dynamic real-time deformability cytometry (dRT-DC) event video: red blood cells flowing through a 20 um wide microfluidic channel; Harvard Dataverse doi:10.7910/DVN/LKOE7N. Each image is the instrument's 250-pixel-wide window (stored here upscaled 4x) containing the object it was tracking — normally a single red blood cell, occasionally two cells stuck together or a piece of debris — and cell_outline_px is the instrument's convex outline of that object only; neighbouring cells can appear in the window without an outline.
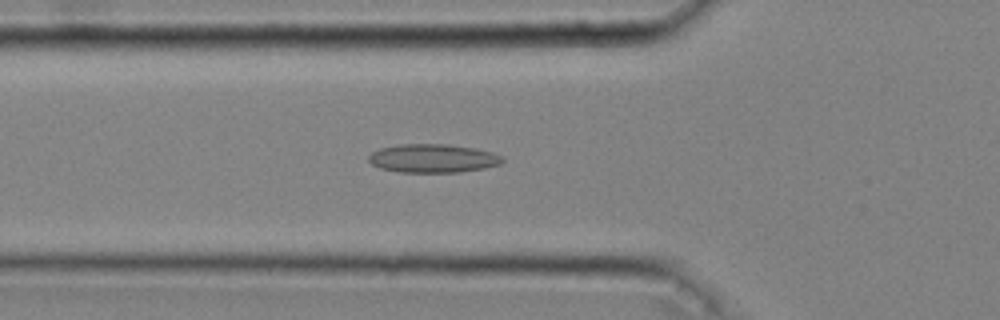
{"species": "common noctule bat (a hibernating species)", "species_latin": "Nyctalus noctula", "temperature_condition": "cold", "stored_images_in_passage": 45, "camera_frame_rate_fps": 3000, "um_per_image_px": 0.085, "animal": {"sex": "male", "body_mass_g": 20.4}, "frame": {"image": 1, "passage_image": 16, "time_ms": 5.0, "image_size_px": [1000, 320], "cell_outline_px": [[504, 160], [500, 164], [484, 168], [460, 172], [400, 172], [380, 168], [372, 164], [368, 160], [368, 156], [372, 152], [380, 148], [400, 144], [448, 144], [476, 148], [492, 152], [500, 156]], "centroid_in_image_um": [36.79, 13.45], "position_along_channel_um": 89.0, "area_um2": 22.25}}
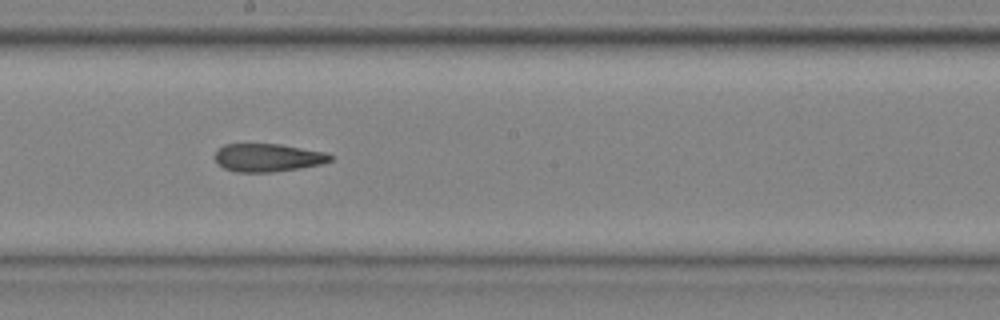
{"frame": {"image": 2, "passage_image": 26, "time_ms": 8.333, "image_size_px": [1000, 320], "cell_outline_px": [[332, 160], [324, 164], [300, 168], [272, 172], [236, 172], [224, 168], [216, 160], [216, 152], [224, 144], [280, 144], [324, 152], [332, 156]], "centroid_in_image_um": [22.79, 13.4], "position_along_channel_um": 225.4, "area_um2": 18.73}}
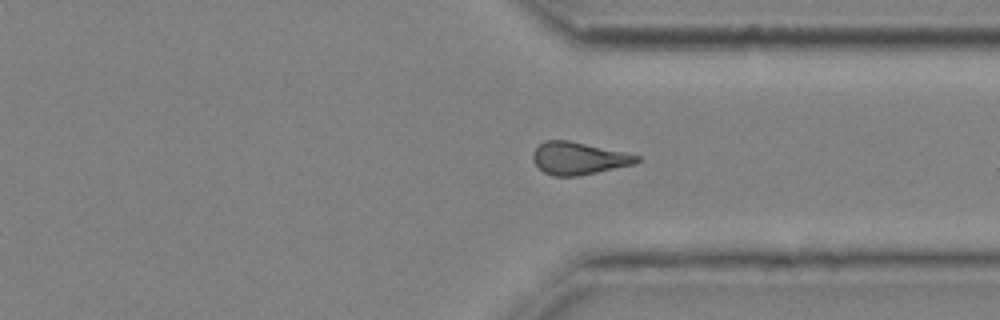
{"frame": {"image": 3, "passage_image": 36, "time_ms": 11.667, "image_size_px": [1000, 320], "cell_outline_px": [[640, 160], [636, 164], [576, 176], [552, 176], [544, 172], [536, 164], [532, 156], [532, 152], [544, 140], [568, 140], [624, 152], [640, 156]], "centroid_in_image_um": [49.18, 13.45], "position_along_channel_um": 362.2, "area_um2": 19.48}, "authors_computed_cell_mechanics": {"area_um2": 19.9988, "velocity_mm_per_s": 4.0863, "shape_relaxation_time_tau1_ms": null, "shape_relaxation_time_tau2_ms": 3.62, "deformation_change_tau1": null, "deformation_change_tau2": 0.1231}}